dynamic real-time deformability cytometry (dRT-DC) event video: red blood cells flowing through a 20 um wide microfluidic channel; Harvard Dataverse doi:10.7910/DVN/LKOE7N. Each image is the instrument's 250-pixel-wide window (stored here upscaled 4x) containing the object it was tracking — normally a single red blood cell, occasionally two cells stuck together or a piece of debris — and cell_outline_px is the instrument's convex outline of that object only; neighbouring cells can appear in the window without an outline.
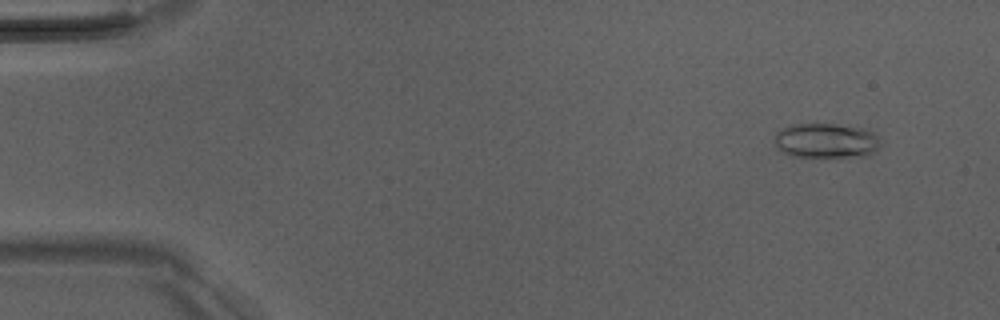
{"species": "Egyptian fruit bat (a non-hibernating species)", "species_latin": "Rousettus aegyptiacus", "temperature_condition": "room temperature", "stored_images_in_passage": 46, "camera_frame_rate_fps": 3000, "um_per_image_px": 0.085, "animal": {"sex": "male"}, "frame": {"image": 1, "passage_image": 5, "time_ms": 1.333, "image_size_px": [1000, 320], "cell_outline_px": [[880, 144], [868, 156], [796, 156], [784, 152], [776, 144], [776, 132], [784, 128], [796, 124], [836, 124], [868, 128], [876, 132]], "centroid_in_image_um": [70.3, 11.93], "position_along_channel_um": 14.7, "area_um2": 21.15}}
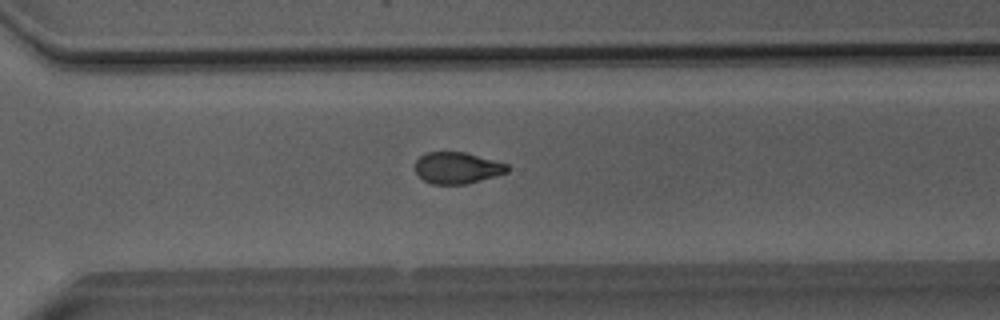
{"frame": {"image": 2, "passage_image": 37, "time_ms": 12.0, "image_size_px": [1000, 320], "cell_outline_px": [[512, 168], [508, 172], [468, 184], [432, 184], [424, 180], [416, 172], [416, 160], [420, 156], [428, 152], [464, 152], [508, 164]], "centroid_in_image_um": [38.89, 14.27], "position_along_channel_um": 331.7, "area_um2": 16.88}}
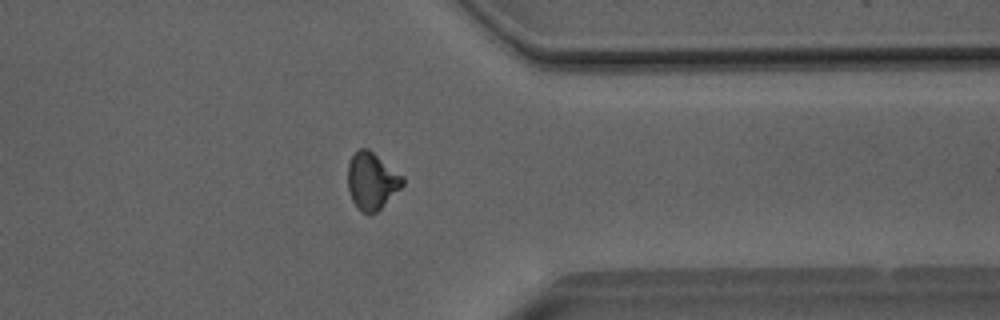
{"frame": {"image": 3, "passage_image": 41, "time_ms": 13.333, "image_size_px": [1000, 320], "cell_outline_px": [[404, 184], [376, 212], [368, 216], [352, 200], [348, 188], [348, 164], [352, 156], [360, 148], [368, 148], [404, 176]], "centroid_in_image_um": [31.61, 15.36], "position_along_channel_um": 379.8, "area_um2": 17.98}}